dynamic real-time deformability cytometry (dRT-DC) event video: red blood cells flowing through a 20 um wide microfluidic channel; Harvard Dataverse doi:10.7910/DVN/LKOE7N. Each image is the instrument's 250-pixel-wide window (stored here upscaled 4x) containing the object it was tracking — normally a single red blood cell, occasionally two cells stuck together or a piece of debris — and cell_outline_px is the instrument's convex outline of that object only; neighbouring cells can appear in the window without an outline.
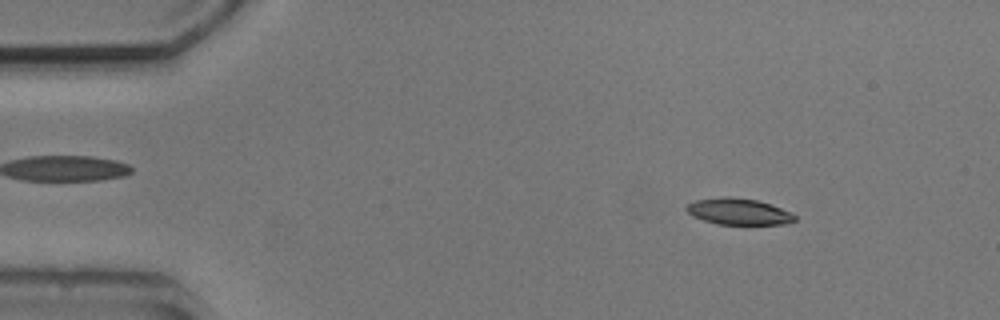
{"species": "common noctule bat (a hibernating species)", "species_latin": "Nyctalus noctula", "temperature_condition": "cold", "stored_images_in_passage": 4, "camera_frame_rate_fps": 3000, "um_per_image_px": 0.085, "animal": {"sex": "male", "body_mass_g": 20.5, "forearm_length_mm": 52.5}, "frame": {"image": 1, "passage_image": 2, "time_ms": 1.333, "image_size_px": [1000, 320], "cell_outline_px": [[796, 220], [784, 224], [716, 224], [692, 216], [684, 208], [688, 204], [696, 200], [724, 196], [728, 196], [756, 200], [792, 212], [796, 216]], "centroid_in_image_um": [62.76, 17.98], "position_along_channel_um": 22.2, "area_um2": 16.53}}